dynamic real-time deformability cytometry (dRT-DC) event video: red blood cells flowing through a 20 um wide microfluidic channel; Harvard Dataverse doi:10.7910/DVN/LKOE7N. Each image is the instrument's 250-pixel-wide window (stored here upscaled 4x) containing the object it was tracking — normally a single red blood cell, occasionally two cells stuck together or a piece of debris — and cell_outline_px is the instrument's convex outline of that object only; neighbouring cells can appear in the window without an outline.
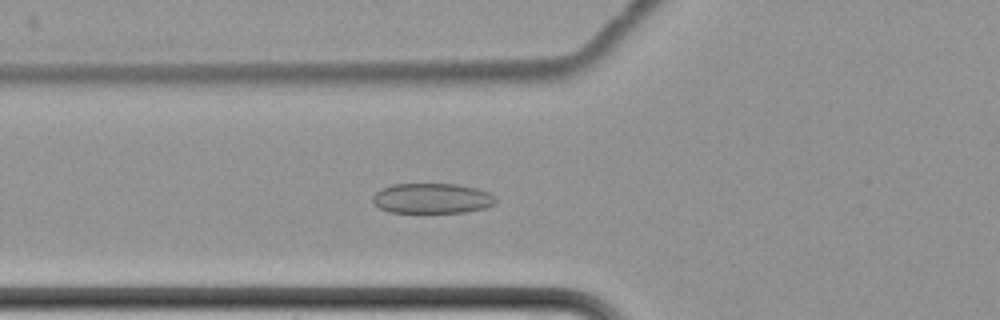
{"species": "common noctule bat (a hibernating species)", "species_latin": "Nyctalus noctula", "temperature_condition": "cold", "stored_images_in_passage": 8, "camera_frame_rate_fps": 3000, "um_per_image_px": 0.085, "animal": {"sex": "female", "body_mass_g": 22.7, "forearm_length_mm": 54.2}, "frame": {"image": 1, "passage_image": 8, "time_ms": 9.333, "image_size_px": [1000, 320], "cell_outline_px": [[496, 204], [484, 208], [464, 212], [388, 212], [380, 208], [372, 200], [372, 196], [380, 188], [392, 184], [456, 184], [476, 188], [488, 192], [496, 196]], "centroid_in_image_um": [36.72, 16.85], "position_along_channel_um": 89.1, "area_um2": 21.68}}